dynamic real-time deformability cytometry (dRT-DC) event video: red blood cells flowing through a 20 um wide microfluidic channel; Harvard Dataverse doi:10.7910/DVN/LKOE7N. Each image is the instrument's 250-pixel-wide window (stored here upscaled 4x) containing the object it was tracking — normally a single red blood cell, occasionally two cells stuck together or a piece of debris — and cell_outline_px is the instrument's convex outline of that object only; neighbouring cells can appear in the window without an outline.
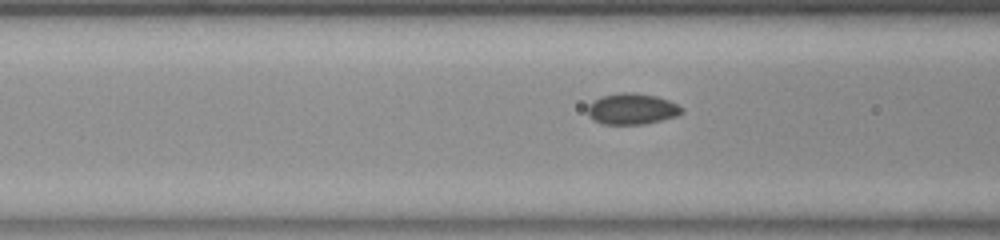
{"species": "common noctule bat (a hibernating species)", "species_latin": "Nyctalus noctula", "temperature_condition": "room temperature", "stored_images_in_passage": 36, "camera_frame_rate_fps": 3000, "um_per_image_px": 0.085, "animal": {"sex": "female", "body_mass_g": 23.0, "forearm_length_mm": 53.4}, "frame": {"image": 1, "passage_image": 14, "time_ms": 4.333, "image_size_px": [1000, 240], "cell_outline_px": [[684, 112], [676, 116], [644, 124], [600, 124], [592, 120], [588, 116], [588, 104], [592, 100], [600, 96], [620, 92], [636, 92], [656, 96], [668, 100], [684, 108]], "centroid_in_image_um": [53.67, 9.25], "position_along_channel_um": 112.9, "area_um2": 17.28}}
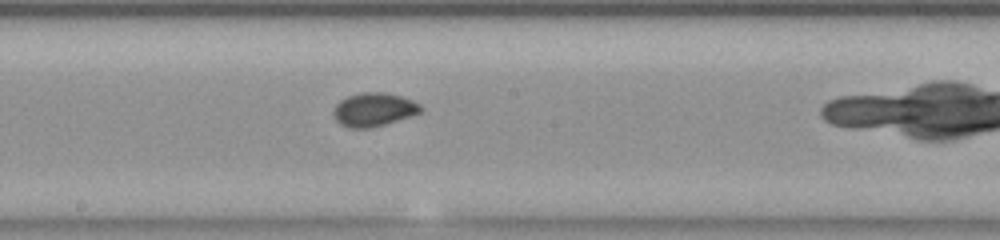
{"frame": {"image": 2, "passage_image": 22, "time_ms": 7.0, "image_size_px": [1000, 240], "cell_outline_px": [[424, 108], [420, 112], [412, 116], [384, 124], [368, 128], [348, 128], [340, 124], [336, 120], [332, 112], [336, 104], [340, 100], [348, 96], [364, 92], [384, 92], [400, 96], [412, 100], [420, 104]], "centroid_in_image_um": [31.77, 9.31], "position_along_channel_um": 216.4, "area_um2": 17.05}}
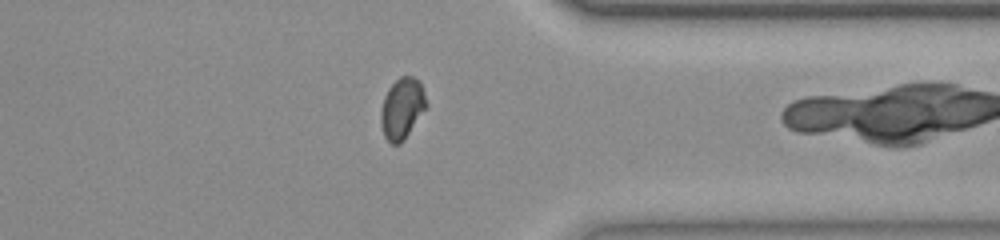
{"frame": {"image": 3, "passage_image": 35, "time_ms": 11.333, "image_size_px": [1000, 240], "cell_outline_px": [[428, 108], [404, 140], [400, 144], [392, 144], [384, 136], [380, 124], [380, 112], [384, 96], [388, 88], [400, 76], [412, 76], [420, 80], [428, 104]], "centroid_in_image_um": [34.2, 9.22], "position_along_channel_um": 377.2, "area_um2": 16.59}}